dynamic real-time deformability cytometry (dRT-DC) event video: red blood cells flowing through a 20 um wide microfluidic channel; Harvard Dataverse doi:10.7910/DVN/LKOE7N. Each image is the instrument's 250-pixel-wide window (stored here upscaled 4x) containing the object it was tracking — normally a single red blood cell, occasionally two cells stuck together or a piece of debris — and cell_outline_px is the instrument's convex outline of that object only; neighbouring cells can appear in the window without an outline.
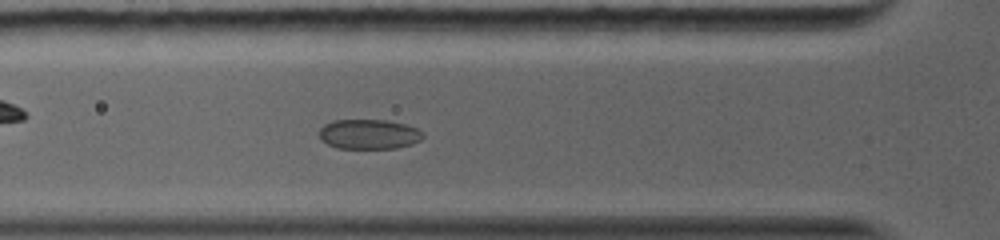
{"species": "common noctule bat (a hibernating species)", "species_latin": "Nyctalus noctula", "temperature_condition": "warm", "stored_images_in_passage": 33, "camera_frame_rate_fps": 5000, "um_per_image_px": 0.085, "animal": {"sex": "female", "body_mass_g": 19.0, "forearm_length_mm": 56.7}, "frame": {"image": 1, "passage_image": 10, "time_ms": 3.6, "image_size_px": [1000, 240], "cell_outline_px": [[424, 136], [420, 140], [412, 144], [396, 148], [336, 148], [320, 140], [320, 128], [324, 124], [332, 120], [388, 120], [404, 124], [416, 128], [424, 132]], "centroid_in_image_um": [31.35, 11.4], "position_along_channel_um": 94.4, "area_um2": 18.09}}
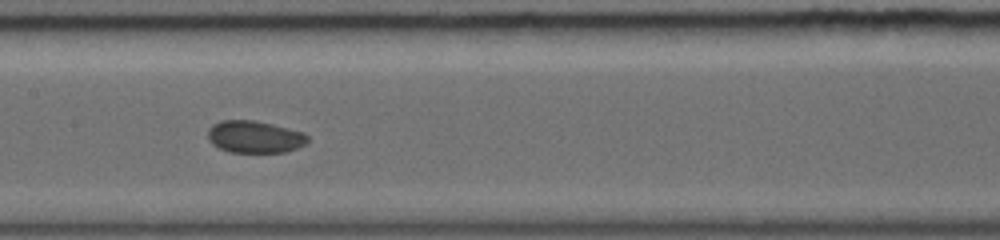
{"frame": {"image": 2, "passage_image": 15, "time_ms": 5.8, "image_size_px": [1000, 240], "cell_outline_px": [[308, 140], [304, 144], [296, 148], [284, 152], [228, 152], [212, 144], [208, 140], [208, 128], [212, 124], [220, 120], [256, 120], [304, 132], [308, 136]], "centroid_in_image_um": [21.61, 11.62], "position_along_channel_um": 185.8, "area_um2": 18.79}}
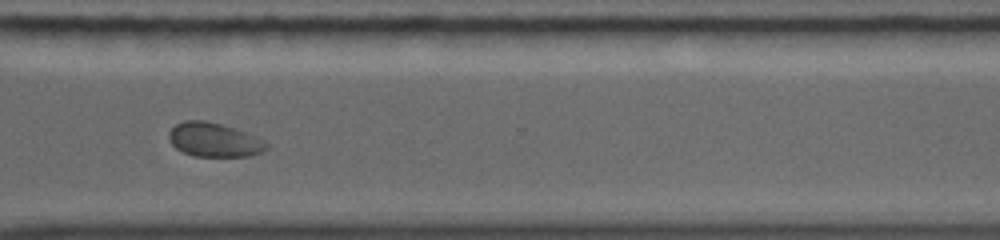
{"frame": {"image": 3, "passage_image": 25, "time_ms": 9.8, "image_size_px": [1000, 240], "cell_outline_px": [[268, 148], [260, 152], [248, 156], [192, 156], [176, 148], [172, 144], [168, 136], [168, 132], [176, 124], [184, 120], [204, 120], [220, 124], [244, 132], [264, 140], [268, 144]], "centroid_in_image_um": [18.17, 11.88], "position_along_channel_um": 352.4, "area_um2": 19.13}, "authors_computed_cell_mechanics": {"area_um2": 19.4208, "velocity_mm_per_s": 4.1587, "shape_relaxation_time_tau1_ms": 5.8276, "shape_relaxation_time_tau2_ms": 0.9986, "deformation_change_tau1": 0.1061, "deformation_change_tau2": 0.039}}